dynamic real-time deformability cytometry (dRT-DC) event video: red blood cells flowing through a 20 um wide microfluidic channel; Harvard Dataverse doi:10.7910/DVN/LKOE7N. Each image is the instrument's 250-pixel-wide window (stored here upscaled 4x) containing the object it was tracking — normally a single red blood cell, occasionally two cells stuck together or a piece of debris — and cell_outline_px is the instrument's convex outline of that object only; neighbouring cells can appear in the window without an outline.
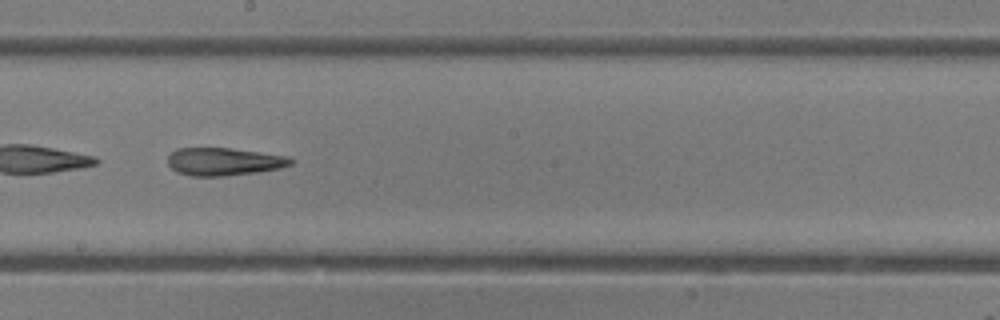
{"species": "common noctule bat (a hibernating species)", "species_latin": "Nyctalus noctula", "temperature_condition": "room temperature", "stored_images_in_passage": 36, "camera_frame_rate_fps": 3000, "um_per_image_px": 0.085, "animal": {"sex": "female"}, "frame": {"image": 1, "passage_image": 16, "time_ms": 5.0, "image_size_px": [1000, 320], "cell_outline_px": [[296, 160], [292, 164], [280, 168], [256, 172], [224, 176], [192, 176], [176, 172], [168, 164], [168, 156], [176, 148], [228, 148], [288, 156]], "centroid_in_image_um": [19.03, 13.74], "position_along_channel_um": 229.2, "area_um2": 19.88}, "authors_computed_cell_mechanics": {"area_um2": 21.4438, "velocity_mm_per_s": 4.2338, "shape_relaxation_time_tau1_ms": 9.5297, "shape_relaxation_time_tau2_ms": 5.3585, "deformation_change_tau1": 0.245, "deformation_change_tau2": 0.1848}}